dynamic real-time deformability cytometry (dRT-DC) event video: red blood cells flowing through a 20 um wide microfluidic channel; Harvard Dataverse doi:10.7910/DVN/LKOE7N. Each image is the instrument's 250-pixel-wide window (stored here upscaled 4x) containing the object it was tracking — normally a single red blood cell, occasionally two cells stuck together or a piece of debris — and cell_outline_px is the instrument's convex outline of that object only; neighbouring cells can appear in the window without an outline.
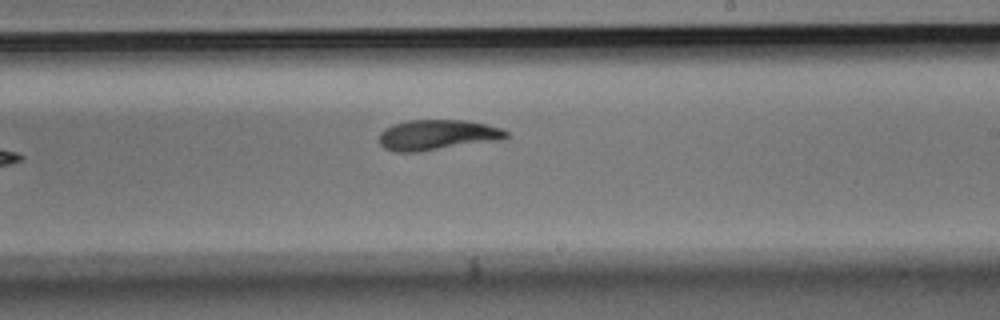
{"species": "Egyptian fruit bat (a non-hibernating species)", "species_latin": "Rousettus aegyptiacus", "temperature_condition": "room temperature", "stored_images_in_passage": 9, "camera_frame_rate_fps": 3000, "um_per_image_px": 0.085, "animal": {"sex": "male"}, "frame": {"image": 1, "passage_image": 9, "time_ms": 2.667, "image_size_px": [1000, 320], "cell_outline_px": [[508, 136], [504, 140], [420, 152], [396, 152], [384, 148], [380, 144], [380, 132], [384, 128], [392, 124], [408, 120], [464, 120], [484, 124], [500, 128], [508, 132]], "centroid_in_image_um": [37.18, 11.48], "position_along_channel_um": 251.8, "area_um2": 22.77}}